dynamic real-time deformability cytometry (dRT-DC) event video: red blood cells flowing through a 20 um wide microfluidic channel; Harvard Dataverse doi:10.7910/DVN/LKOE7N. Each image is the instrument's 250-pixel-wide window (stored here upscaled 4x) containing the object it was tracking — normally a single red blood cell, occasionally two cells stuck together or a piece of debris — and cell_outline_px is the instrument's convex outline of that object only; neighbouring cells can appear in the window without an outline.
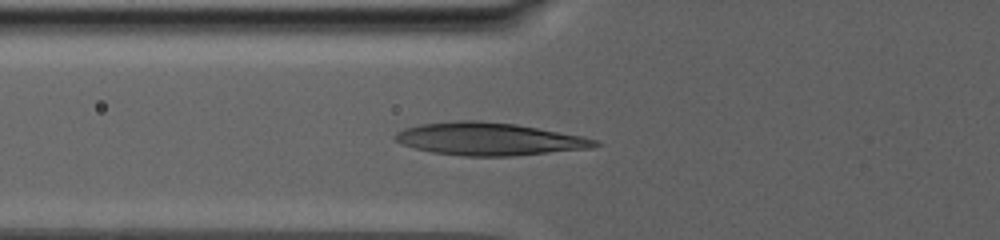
{"species": "human", "species_latin": "Homo sapiens", "temperature_condition": "warm", "stored_images_in_passage": 16, "camera_frame_rate_fps": 3000, "um_per_image_px": 0.085, "donor": {"sex": "male"}, "frame": {"image": 1, "passage_image": 14, "time_ms": 11.0, "image_size_px": [1000, 240], "cell_outline_px": [[600, 144], [592, 148], [512, 156], [464, 156], [432, 152], [400, 144], [392, 136], [396, 132], [404, 128], [420, 124], [456, 120], [480, 120], [516, 124], [580, 136], [596, 140]], "centroid_in_image_um": [41.51, 11.81], "position_along_channel_um": 84.3, "area_um2": 37.92}}
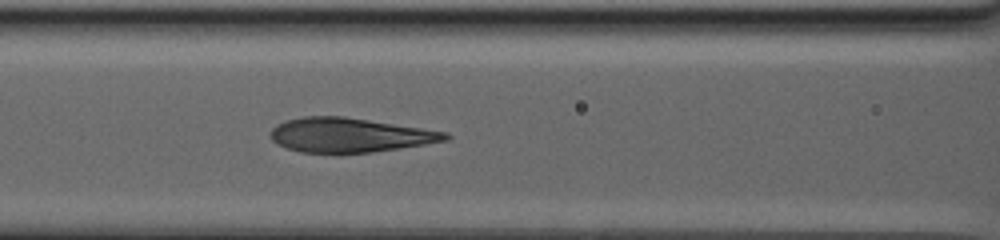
{"frame": {"image": 2, "passage_image": 16, "time_ms": 13.0, "image_size_px": [1000, 240], "cell_outline_px": [[452, 136], [448, 140], [400, 148], [372, 152], [300, 152], [276, 144], [268, 136], [268, 132], [276, 124], [284, 120], [304, 116], [344, 116], [448, 132]], "centroid_in_image_um": [29.67, 11.47], "position_along_channel_um": 136.9, "area_um2": 35.03}}